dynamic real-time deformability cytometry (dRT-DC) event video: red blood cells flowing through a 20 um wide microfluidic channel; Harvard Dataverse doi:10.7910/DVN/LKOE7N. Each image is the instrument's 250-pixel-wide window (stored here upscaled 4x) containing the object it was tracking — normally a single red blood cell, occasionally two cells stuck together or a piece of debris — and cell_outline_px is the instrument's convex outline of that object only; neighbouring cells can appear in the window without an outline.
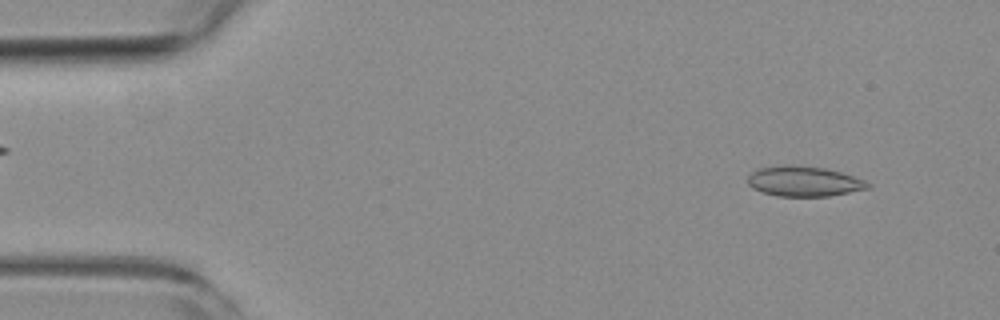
{"species": "common noctule bat (a hibernating species)", "species_latin": "Nyctalus noctula", "temperature_condition": "room temperature", "stored_images_in_passage": 52, "camera_frame_rate_fps": 3000, "um_per_image_px": 0.085, "animal": {"sex": "female", "body_mass_g": 19.3, "forearm_length_mm": 54.1}, "frame": {"image": 1, "passage_image": 4, "time_ms": 1.0, "image_size_px": [1000, 320], "cell_outline_px": [[872, 188], [828, 196], [776, 196], [752, 188], [748, 184], [748, 176], [752, 172], [760, 168], [784, 164], [788, 164], [824, 168], [840, 172], [864, 180], [872, 184]], "centroid_in_image_um": [68.35, 15.41], "position_along_channel_um": 16.7, "area_um2": 21.1}}
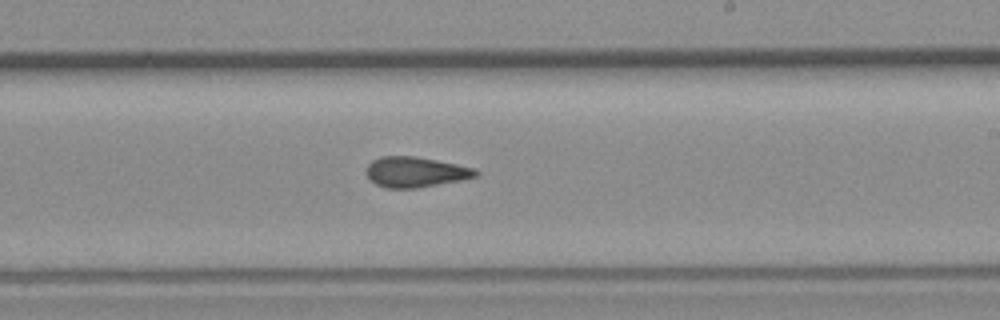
{"frame": {"image": 2, "passage_image": 30, "time_ms": 9.667, "image_size_px": [1000, 320], "cell_outline_px": [[480, 172], [476, 176], [464, 180], [416, 188], [388, 188], [376, 184], [368, 180], [368, 164], [372, 160], [380, 156], [416, 156], [476, 168]], "centroid_in_image_um": [35.34, 14.62], "position_along_channel_um": 253.7, "area_um2": 19.42}}
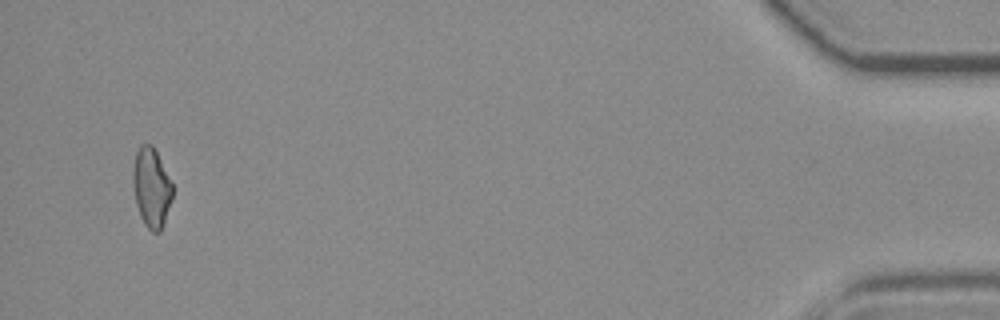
{"frame": {"image": 3, "passage_image": 50, "time_ms": 16.333, "image_size_px": [1000, 320], "cell_outline_px": [[172, 200], [160, 232], [152, 232], [144, 224], [140, 216], [136, 204], [132, 180], [132, 172], [136, 152], [140, 144], [152, 144], [172, 184]], "centroid_in_image_um": [12.85, 15.95], "position_along_channel_um": 422.3, "area_um2": 18.15}, "authors_computed_cell_mechanics": {"area_um2": 19.4208, "velocity_mm_per_s": 3.8518, "shape_relaxation_time_tau1_ms": null, "shape_relaxation_time_tau2_ms": 2.1854, "deformation_change_tau1": null, "deformation_change_tau2": 0.0938}}